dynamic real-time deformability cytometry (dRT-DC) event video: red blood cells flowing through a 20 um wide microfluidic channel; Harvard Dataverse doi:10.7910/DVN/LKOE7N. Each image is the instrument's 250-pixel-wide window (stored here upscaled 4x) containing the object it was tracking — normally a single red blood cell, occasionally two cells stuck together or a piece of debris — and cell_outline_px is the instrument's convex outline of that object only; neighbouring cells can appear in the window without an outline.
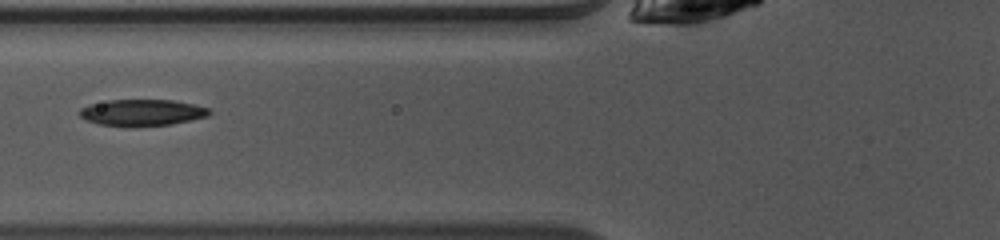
{"species": "common noctule bat (a hibernating species)", "species_latin": "Nyctalus noctula", "temperature_condition": "warm", "stored_images_in_passage": 30, "camera_frame_rate_fps": 3000, "um_per_image_px": 0.085, "animal": {"sex": "female", "body_mass_g": 10.0, "forearm_length_mm": 53.1}, "frame": {"image": 1, "passage_image": 5, "time_ms": 1.333, "image_size_px": [1000, 240], "cell_outline_px": [[212, 112], [208, 116], [172, 124], [100, 124], [88, 120], [80, 116], [80, 108], [88, 104], [108, 100], [172, 100], [192, 104], [208, 108]], "centroid_in_image_um": [12.09, 9.52], "position_along_channel_um": 113.7, "area_um2": 19.13}, "authors_computed_cell_mechanics": {"area_um2": 19.5075, "velocity_mm_per_s": 4.1098, "shape_relaxation_time_tau1_ms": 3.2783, "shape_relaxation_time_tau2_ms": 2.8913, "deformation_change_tau1": 0.1324, "deformation_change_tau2": 0.0973}}